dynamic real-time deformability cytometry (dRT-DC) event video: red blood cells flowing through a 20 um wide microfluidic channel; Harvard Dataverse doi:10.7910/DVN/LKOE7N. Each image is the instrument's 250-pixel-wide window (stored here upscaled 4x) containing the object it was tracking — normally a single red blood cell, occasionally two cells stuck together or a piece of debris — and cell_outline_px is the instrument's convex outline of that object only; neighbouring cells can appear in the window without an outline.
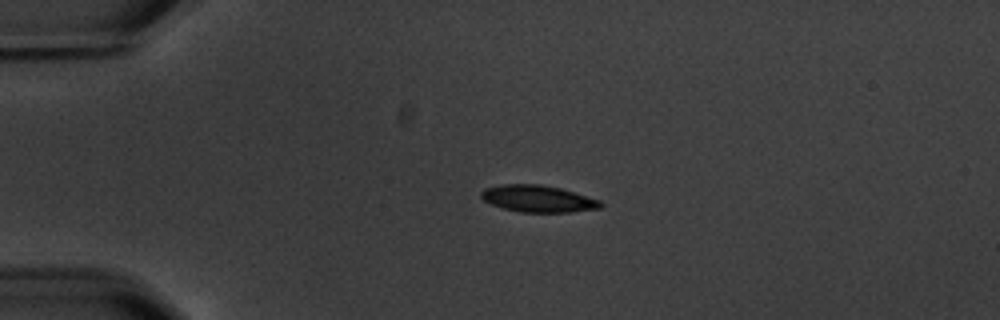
{"species": "common noctule bat (a hibernating species)", "species_latin": "Nyctalus noctula", "temperature_condition": "warm", "stored_images_in_passage": 5, "camera_frame_rate_fps": 3000, "um_per_image_px": 0.085, "animal": {"sex": "male", "body_mass_g": 20.1, "forearm_length_mm": 53.5}, "frame": {"image": 1, "passage_image": 4, "time_ms": 3.333, "image_size_px": [1000, 320], "cell_outline_px": [[604, 204], [600, 208], [572, 212], [520, 212], [504, 208], [492, 204], [484, 200], [480, 196], [480, 192], [484, 188], [504, 184], [540, 184], [560, 188], [600, 200]], "centroid_in_image_um": [45.73, 16.89], "position_along_channel_um": 39.3, "area_um2": 18.61}}